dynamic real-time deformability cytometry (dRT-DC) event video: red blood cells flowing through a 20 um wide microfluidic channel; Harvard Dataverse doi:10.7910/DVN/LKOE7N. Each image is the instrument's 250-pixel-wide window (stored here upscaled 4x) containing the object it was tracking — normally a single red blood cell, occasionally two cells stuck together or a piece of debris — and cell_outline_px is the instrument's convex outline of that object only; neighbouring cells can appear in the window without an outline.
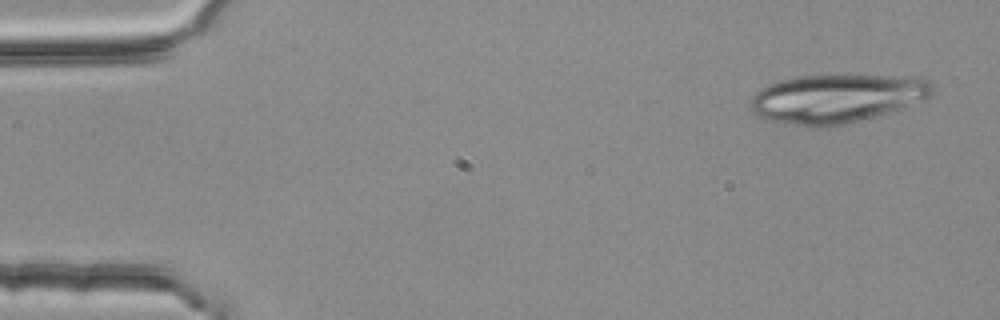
{"species": "common noctule bat (a hibernating species)", "species_latin": "Nyctalus noctula", "temperature_condition": "room temperature", "stored_images_in_passage": 3, "camera_frame_rate_fps": 3000, "um_per_image_px": 0.085, "animal": {"sex": "female", "body_mass_g": 25.1}, "frame": {"image": 1, "passage_image": 1, "time_ms": 0.0, "image_size_px": [1000, 320], "cell_outline_px": [[932, 96], [900, 108], [844, 124], [820, 128], [816, 128], [768, 120], [760, 116], [752, 108], [752, 96], [760, 88], [768, 84], [800, 76], [916, 76], [928, 80], [932, 84]], "centroid_in_image_um": [71.12, 8.37], "position_along_channel_um": 13.9, "area_um2": 50.75}}